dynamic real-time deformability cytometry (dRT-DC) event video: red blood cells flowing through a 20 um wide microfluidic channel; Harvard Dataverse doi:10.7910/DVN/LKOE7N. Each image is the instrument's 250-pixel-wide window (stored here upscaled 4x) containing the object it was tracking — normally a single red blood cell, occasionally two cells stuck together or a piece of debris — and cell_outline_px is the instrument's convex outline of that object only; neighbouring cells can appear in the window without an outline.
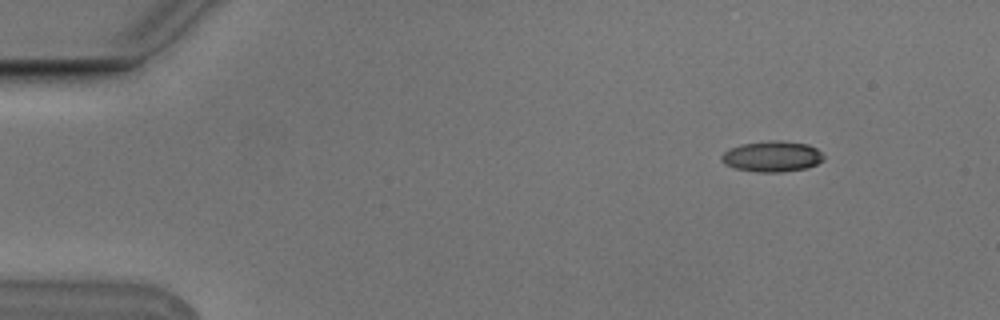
{"species": "Egyptian fruit bat (a non-hibernating species)", "species_latin": "Rousettus aegyptiacus", "temperature_condition": "cold", "stored_images_in_passage": 6, "camera_frame_rate_fps": 3000, "um_per_image_px": 0.085, "animal": {"sex": "male"}, "frame": {"image": 1, "passage_image": 2, "time_ms": 0.333, "image_size_px": [1000, 320], "cell_outline_px": [[824, 160], [808, 168], [780, 172], [756, 172], [736, 168], [724, 164], [720, 160], [720, 156], [724, 152], [740, 144], [768, 140], [780, 140], [808, 144], [816, 148], [824, 156]], "centroid_in_image_um": [65.63, 13.29], "position_along_channel_um": 19.4, "area_um2": 18.44}}
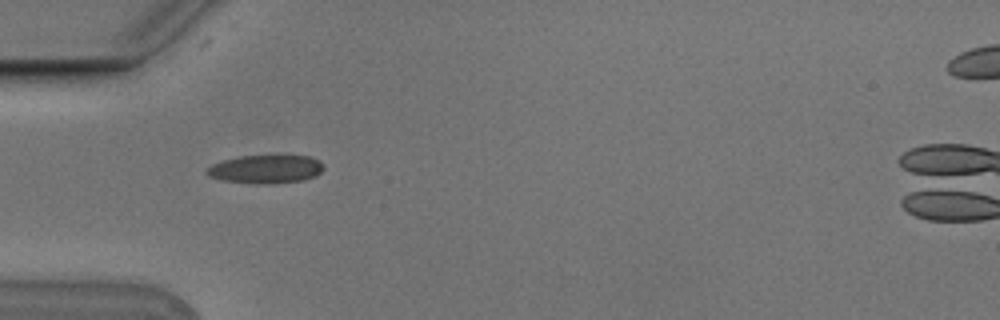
{"frame": {"image": 2, "passage_image": 5, "time_ms": 1.333, "image_size_px": [1000, 320], "cell_outline_px": [[324, 168], [316, 176], [304, 180], [220, 180], [208, 176], [204, 172], [212, 164], [224, 160], [240, 156], [308, 156], [320, 160], [324, 164]], "centroid_in_image_um": [22.61, 14.31], "position_along_channel_um": 62.4, "area_um2": 18.03}}
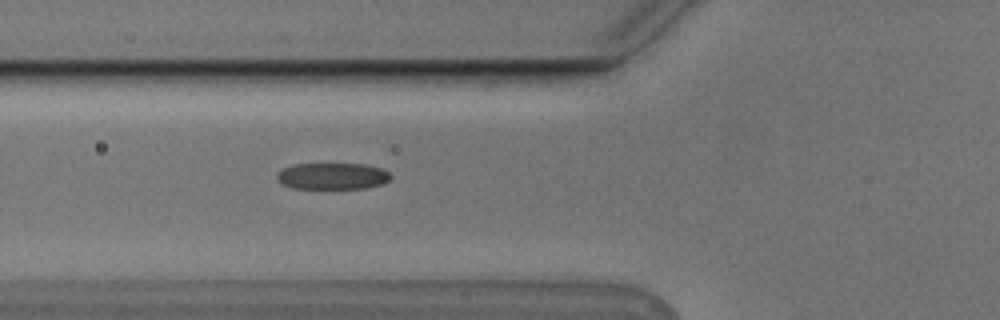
{"frame": {"image": 3, "passage_image": 6, "time_ms": 1.667, "image_size_px": [1000, 320], "cell_outline_px": [[392, 176], [388, 180], [380, 184], [364, 188], [292, 188], [276, 180], [276, 172], [292, 164], [368, 164], [380, 168], [388, 172]], "centroid_in_image_um": [28.22, 14.96], "position_along_channel_um": 97.6, "area_um2": 17.51}}